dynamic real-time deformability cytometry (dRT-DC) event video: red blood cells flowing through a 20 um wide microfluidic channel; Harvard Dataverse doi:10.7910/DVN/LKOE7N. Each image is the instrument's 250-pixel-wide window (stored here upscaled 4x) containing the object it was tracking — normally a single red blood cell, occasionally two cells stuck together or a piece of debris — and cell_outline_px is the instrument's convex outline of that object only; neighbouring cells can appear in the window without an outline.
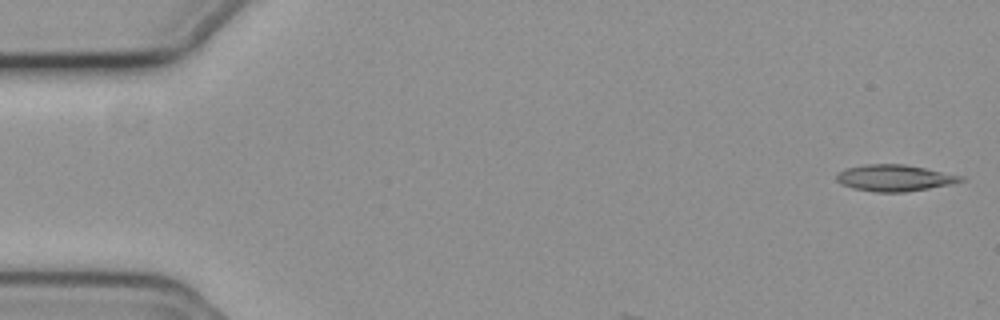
{"species": "common noctule bat (a hibernating species)", "species_latin": "Nyctalus noctula", "temperature_condition": "cold", "stored_images_in_passage": 5, "camera_frame_rate_fps": 3000, "um_per_image_px": 0.085, "animal": {"sex": "female", "body_mass_g": 19.3, "forearm_length_mm": 54.1}, "frame": {"image": 1, "passage_image": 1, "time_ms": 0.0, "image_size_px": [1000, 320], "cell_outline_px": [[968, 180], [952, 184], [904, 192], [876, 192], [852, 188], [840, 184], [836, 180], [836, 172], [844, 168], [864, 164], [904, 164], [964, 176]], "centroid_in_image_um": [76.01, 15.12], "position_along_channel_um": 9.0, "area_um2": 19.36}}